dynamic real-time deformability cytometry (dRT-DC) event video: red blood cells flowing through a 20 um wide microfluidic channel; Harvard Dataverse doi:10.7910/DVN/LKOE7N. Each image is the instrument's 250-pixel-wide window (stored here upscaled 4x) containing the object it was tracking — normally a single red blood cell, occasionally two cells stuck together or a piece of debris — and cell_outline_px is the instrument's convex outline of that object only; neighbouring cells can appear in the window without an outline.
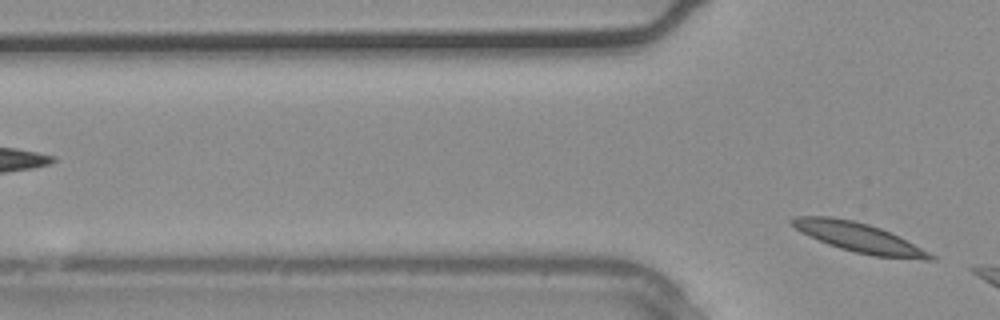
{"species": "common noctule bat (a hibernating species)", "species_latin": "Nyctalus noctula", "temperature_condition": "warm", "stored_images_in_passage": 3, "segment_of_instrument_passage": [2, 2], "camera_frame_rate_fps": 3000, "um_per_image_px": 0.085, "animal": {"sex": "male", "body_mass_g": 20.4}, "frame": {"image": 1, "passage_image": 3, "time_ms": 0.667, "image_size_px": [1000, 320], "cell_outline_px": [[936, 260], [924, 260], [872, 256], [840, 248], [828, 244], [808, 236], [800, 232], [788, 220], [792, 216], [832, 216], [852, 220], [868, 224], [880, 228], [900, 236], [936, 256]], "centroid_in_image_um": [73.01, 20.19], "position_along_channel_um": 52.8, "area_um2": 23.87}}